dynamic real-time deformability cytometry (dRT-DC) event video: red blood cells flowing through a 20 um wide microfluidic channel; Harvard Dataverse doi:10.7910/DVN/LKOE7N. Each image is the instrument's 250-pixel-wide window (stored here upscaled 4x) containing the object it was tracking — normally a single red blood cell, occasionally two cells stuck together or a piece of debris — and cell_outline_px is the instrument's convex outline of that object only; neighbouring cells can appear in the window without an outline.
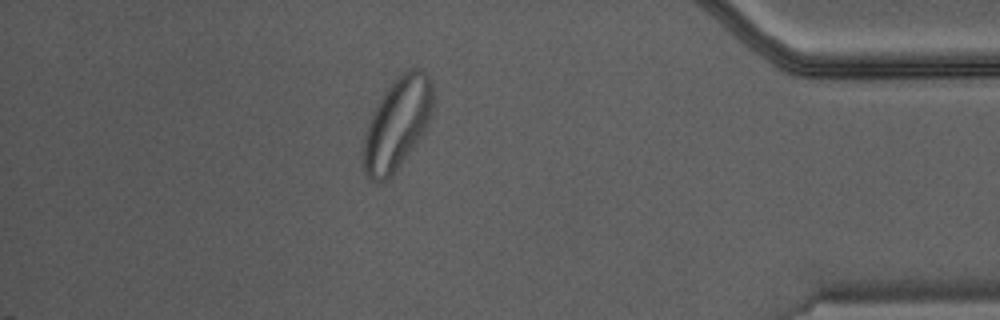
{"species": "Egyptian fruit bat (a non-hibernating species)", "species_latin": "Rousettus aegyptiacus", "temperature_condition": "warm", "stored_images_in_passage": 36, "camera_frame_rate_fps": 3000, "um_per_image_px": 0.085, "animal": {"sex": "male"}, "frame": {"image": 1, "passage_image": 31, "time_ms": 10.0, "image_size_px": [1000, 320], "cell_outline_px": [[432, 116], [424, 132], [392, 176], [380, 184], [376, 184], [364, 172], [360, 156], [368, 124], [380, 100], [388, 88], [408, 68], [420, 68], [428, 76], [432, 84]], "centroid_in_image_um": [33.75, 10.59], "position_along_channel_um": 401.5, "area_um2": 36.99}}